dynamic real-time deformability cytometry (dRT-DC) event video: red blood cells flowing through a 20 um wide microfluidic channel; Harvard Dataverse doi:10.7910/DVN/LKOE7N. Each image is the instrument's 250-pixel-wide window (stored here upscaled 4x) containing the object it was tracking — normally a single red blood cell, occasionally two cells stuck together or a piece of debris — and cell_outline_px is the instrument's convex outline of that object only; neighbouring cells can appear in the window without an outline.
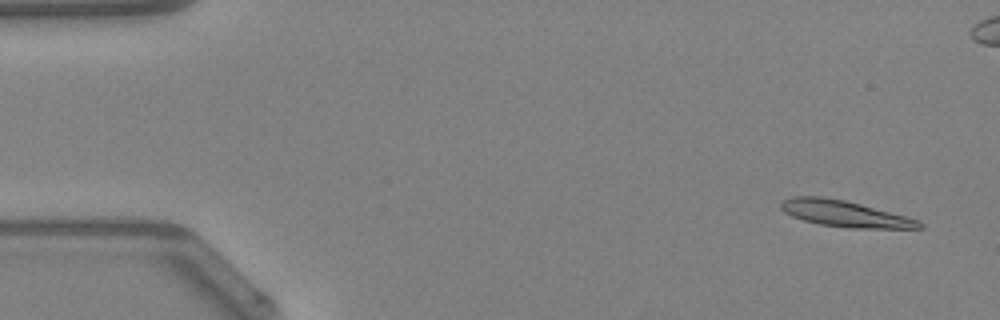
{"species": "Egyptian fruit bat (a non-hibernating species)", "species_latin": "Rousettus aegyptiacus", "temperature_condition": "warm", "stored_images_in_passage": 49, "camera_frame_rate_fps": 3000, "um_per_image_px": 0.085, "animal": {"sex": "female"}, "frame": {"image": 1, "passage_image": 3, "time_ms": 0.667, "image_size_px": [1000, 320], "cell_outline_px": [[924, 228], [848, 228], [820, 224], [804, 220], [792, 216], [784, 212], [780, 208], [780, 204], [784, 200], [792, 196], [820, 196], [844, 200], [860, 204], [920, 220], [924, 224]], "centroid_in_image_um": [71.8, 18.17], "position_along_channel_um": 13.2, "area_um2": 20.98}}
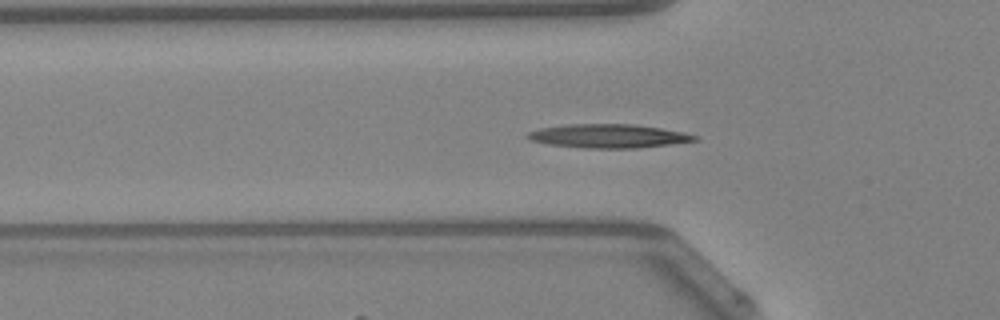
{"frame": {"image": 2, "passage_image": 16, "time_ms": 5.0, "image_size_px": [1000, 320], "cell_outline_px": [[700, 140], [636, 148], [584, 148], [548, 144], [532, 140], [524, 136], [528, 132], [540, 128], [568, 124], [632, 124], [660, 128], [684, 132], [696, 136]], "centroid_in_image_um": [51.69, 11.56], "position_along_channel_um": 74.1, "area_um2": 22.95}}
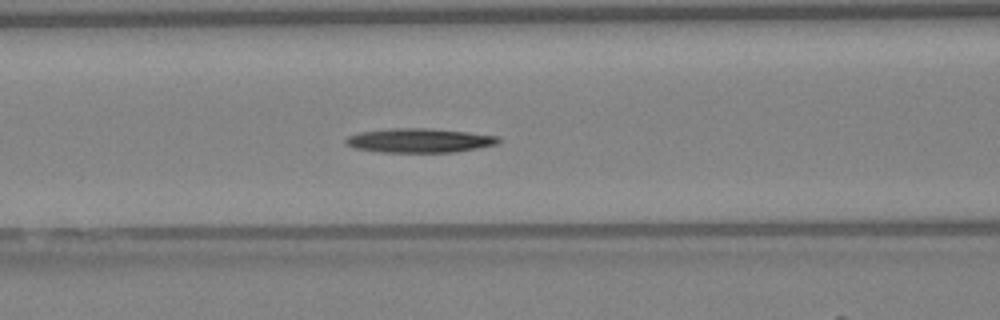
{"frame": {"image": 3, "passage_image": 20, "time_ms": 6.333, "image_size_px": [1000, 320], "cell_outline_px": [[500, 140], [496, 144], [456, 152], [380, 152], [356, 148], [344, 144], [344, 140], [348, 136], [360, 132], [388, 128], [428, 128], [468, 132], [500, 136]], "centroid_in_image_um": [35.62, 11.93], "position_along_channel_um": 131.0, "area_um2": 21.56}}